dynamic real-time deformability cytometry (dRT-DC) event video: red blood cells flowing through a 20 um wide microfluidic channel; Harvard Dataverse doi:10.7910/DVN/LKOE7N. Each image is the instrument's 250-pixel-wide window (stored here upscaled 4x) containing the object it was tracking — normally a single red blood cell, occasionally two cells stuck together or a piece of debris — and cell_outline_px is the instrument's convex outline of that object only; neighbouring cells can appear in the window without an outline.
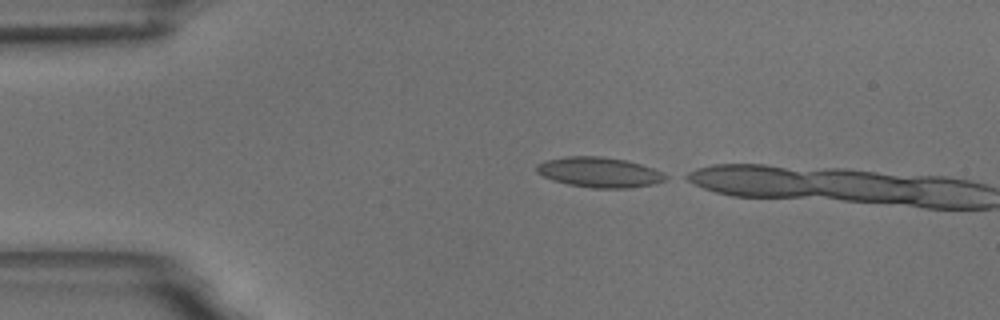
{"species": "common noctule bat (a hibernating species)", "species_latin": "Nyctalus noctula", "temperature_condition": "room temperature", "stored_images_in_passage": 3, "camera_frame_rate_fps": 3000, "um_per_image_px": 0.085, "animal": {"sex": "male", "body_mass_g": 18.8}, "frame": {"image": 1, "passage_image": 1, "time_ms": 0.0, "image_size_px": [1000, 320], "cell_outline_px": [[668, 180], [656, 184], [632, 188], [592, 188], [568, 184], [552, 180], [536, 172], [536, 164], [544, 160], [568, 156], [600, 156], [628, 160], [652, 168], [668, 176]], "centroid_in_image_um": [50.95, 14.65], "position_along_channel_um": 34.0, "area_um2": 22.89}}